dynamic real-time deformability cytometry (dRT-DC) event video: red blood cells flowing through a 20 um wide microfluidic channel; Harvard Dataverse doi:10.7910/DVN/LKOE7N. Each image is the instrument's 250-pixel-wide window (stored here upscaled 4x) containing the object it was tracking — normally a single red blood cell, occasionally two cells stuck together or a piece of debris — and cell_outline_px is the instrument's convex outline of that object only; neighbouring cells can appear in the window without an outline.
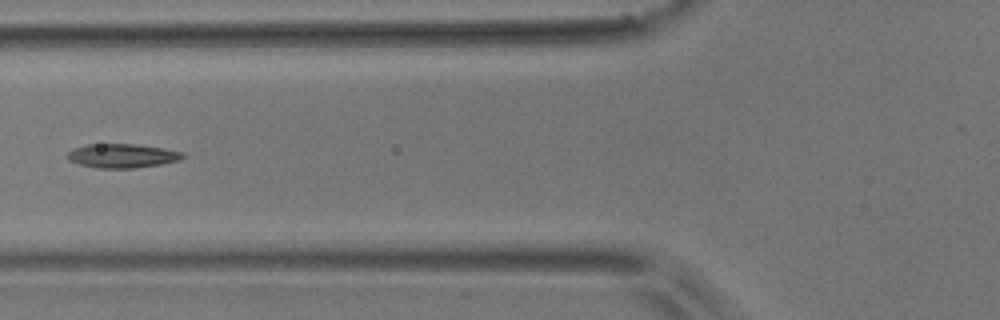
{"species": "common noctule bat (a hibernating species)", "species_latin": "Nyctalus noctula", "temperature_condition": "room temperature", "stored_images_in_passage": 6, "camera_frame_rate_fps": 3000, "um_per_image_px": 0.085, "animal": {"sex": "male", "body_mass_g": 17.9}, "frame": {"image": 1, "passage_image": 5, "time_ms": 1.333, "image_size_px": [1000, 320], "cell_outline_px": [[184, 156], [180, 160], [160, 164], [132, 168], [96, 168], [80, 164], [68, 160], [68, 152], [72, 148], [88, 144], [136, 144], [164, 148], [184, 152]], "centroid_in_image_um": [10.38, 13.23], "position_along_channel_um": 115.4, "area_um2": 16.13}}
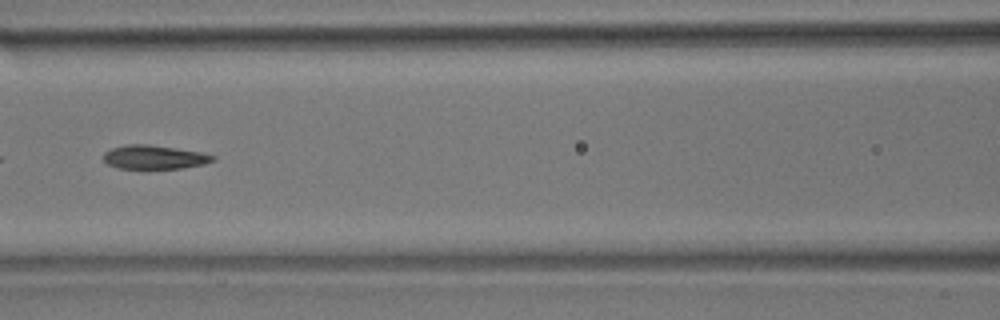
{"frame": {"image": 2, "passage_image": 6, "time_ms": 1.667, "image_size_px": [1000, 320], "cell_outline_px": [[216, 160], [204, 164], [184, 168], [120, 168], [108, 164], [104, 160], [104, 152], [112, 148], [124, 144], [148, 144], [176, 148], [200, 152], [216, 156]], "centroid_in_image_um": [13.13, 13.35], "position_along_channel_um": 153.5, "area_um2": 15.14}}